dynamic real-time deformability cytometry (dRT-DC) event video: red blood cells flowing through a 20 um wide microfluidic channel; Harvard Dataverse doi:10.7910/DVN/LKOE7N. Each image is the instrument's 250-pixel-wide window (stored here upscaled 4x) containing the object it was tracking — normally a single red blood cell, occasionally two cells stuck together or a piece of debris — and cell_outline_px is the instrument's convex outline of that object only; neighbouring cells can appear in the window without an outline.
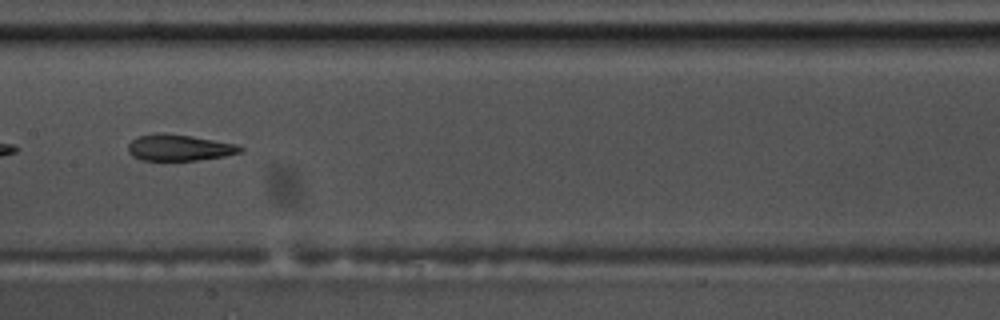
{"species": "common noctule bat (a hibernating species)", "species_latin": "Nyctalus noctula", "temperature_condition": "warm", "stored_images_in_passage": 50, "camera_frame_rate_fps": 3000, "um_per_image_px": 0.085, "animal": {"sex": "male", "body_mass_g": 17.5, "forearm_length_mm": 52.3}, "frame": {"image": 1, "passage_image": 29, "time_ms": 9.333, "image_size_px": [1000, 320], "cell_outline_px": [[244, 152], [224, 156], [196, 160], [140, 160], [132, 156], [128, 152], [128, 144], [136, 136], [156, 132], [164, 132], [192, 136], [236, 144], [244, 148]], "centroid_in_image_um": [15.21, 12.53], "position_along_channel_um": 192.2, "area_um2": 17.4}, "authors_computed_cell_mechanics": {"area_um2": 18.9584, "velocity_mm_per_s": 3.6029, "shape_relaxation_time_tau1_ms": null, "shape_relaxation_time_tau2_ms": 3.0826, "deformation_change_tau1": null, "deformation_change_tau2": 0.1173}}